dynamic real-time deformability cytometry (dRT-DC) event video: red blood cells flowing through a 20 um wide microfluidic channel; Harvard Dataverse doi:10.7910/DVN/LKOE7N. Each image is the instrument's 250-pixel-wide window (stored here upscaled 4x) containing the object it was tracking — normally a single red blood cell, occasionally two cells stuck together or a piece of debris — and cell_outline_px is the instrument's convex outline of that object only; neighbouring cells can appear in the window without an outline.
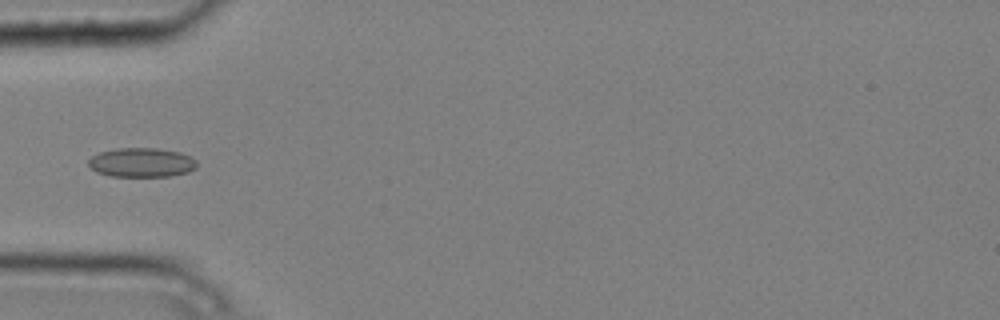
{"species": "common noctule bat (a hibernating species)", "species_latin": "Nyctalus noctula", "temperature_condition": "cold", "stored_images_in_passage": 7, "camera_frame_rate_fps": 3000, "um_per_image_px": 0.085, "animal": {"sex": "male", "body_mass_g": 20.4}, "frame": {"image": 1, "passage_image": 7, "time_ms": 2.0, "image_size_px": [1000, 320], "cell_outline_px": [[196, 168], [188, 172], [172, 176], [108, 176], [96, 172], [88, 164], [88, 160], [92, 156], [100, 152], [116, 148], [156, 148], [180, 152], [192, 156], [196, 160]], "centroid_in_image_um": [12.05, 13.81], "position_along_channel_um": 73.0, "area_um2": 18.61}}